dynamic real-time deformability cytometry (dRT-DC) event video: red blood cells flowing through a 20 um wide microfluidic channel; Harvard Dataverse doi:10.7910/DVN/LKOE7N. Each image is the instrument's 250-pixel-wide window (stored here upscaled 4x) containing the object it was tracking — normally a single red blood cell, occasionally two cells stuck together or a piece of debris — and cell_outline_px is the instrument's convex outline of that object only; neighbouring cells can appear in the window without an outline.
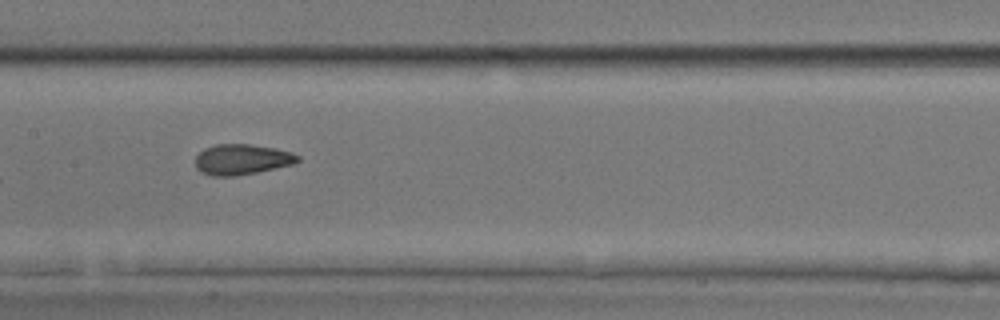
{"species": "common noctule bat (a hibernating species)", "species_latin": "Nyctalus noctula", "temperature_condition": "room temperature", "stored_images_in_passage": 9, "camera_frame_rate_fps": 3000, "um_per_image_px": 0.085, "animal": {"sex": "male", "body_mass_g": 17.9, "forearm_length_mm": 54.2}, "frame": {"image": 1, "passage_image": 7, "time_ms": 2.0, "image_size_px": [1000, 320], "cell_outline_px": [[300, 160], [292, 164], [256, 172], [236, 176], [212, 176], [200, 172], [196, 168], [196, 156], [204, 148], [216, 144], [248, 144], [276, 148], [292, 152], [300, 156]], "centroid_in_image_um": [20.54, 13.55], "position_along_channel_um": 186.9, "area_um2": 18.21}}
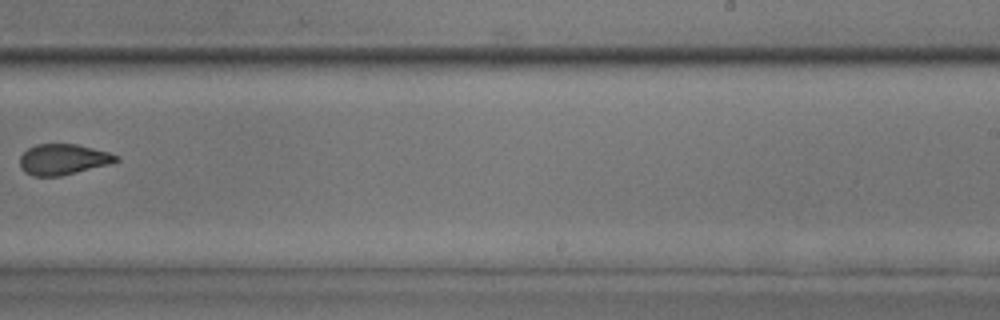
{"frame": {"image": 2, "passage_image": 9, "time_ms": 2.667, "image_size_px": [1000, 320], "cell_outline_px": [[120, 160], [112, 164], [60, 176], [32, 176], [24, 172], [20, 168], [20, 156], [28, 148], [36, 144], [76, 144], [108, 152], [120, 156]], "centroid_in_image_um": [5.38, 13.55], "position_along_channel_um": 283.6, "area_um2": 17.4}}